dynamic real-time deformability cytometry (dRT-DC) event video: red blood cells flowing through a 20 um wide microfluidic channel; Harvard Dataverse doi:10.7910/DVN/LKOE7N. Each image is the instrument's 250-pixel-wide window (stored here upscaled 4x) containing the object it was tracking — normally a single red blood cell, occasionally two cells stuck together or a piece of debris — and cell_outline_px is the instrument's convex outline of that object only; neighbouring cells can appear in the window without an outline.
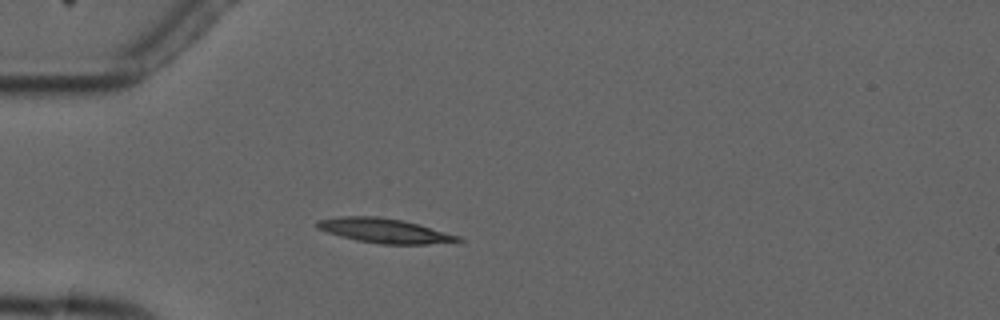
{"species": "common noctule bat (a hibernating species)", "species_latin": "Nyctalus noctula", "temperature_condition": "cold", "stored_images_in_passage": 4, "camera_frame_rate_fps": 3000, "um_per_image_px": 0.085, "animal": {"sex": "male", "forearm_length_mm": 52.5}, "frame": {"image": 1, "passage_image": 4, "time_ms": 3.333, "image_size_px": [1000, 320], "cell_outline_px": [[464, 240], [456, 244], [380, 244], [356, 240], [340, 236], [316, 228], [316, 220], [340, 216], [376, 216], [404, 220], [460, 236]], "centroid_in_image_um": [32.75, 19.62], "position_along_channel_um": 52.3, "area_um2": 20.46}}